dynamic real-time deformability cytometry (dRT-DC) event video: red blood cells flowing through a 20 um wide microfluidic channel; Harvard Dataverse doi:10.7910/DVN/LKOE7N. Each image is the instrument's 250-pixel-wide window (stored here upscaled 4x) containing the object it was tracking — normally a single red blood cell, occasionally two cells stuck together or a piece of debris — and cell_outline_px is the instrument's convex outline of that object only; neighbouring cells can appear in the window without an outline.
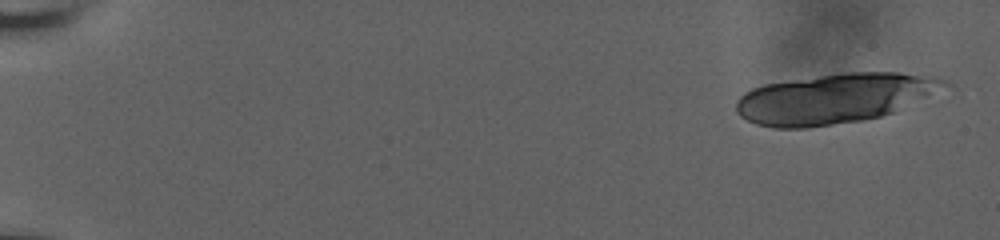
{"species": "human", "species_latin": "Homo sapiens", "temperature_condition": "room temperature", "stored_images_in_passage": 17, "camera_frame_rate_fps": 3000, "um_per_image_px": 0.085, "donor": {"sex": "male"}, "frame": {"image": 1, "passage_image": 1, "time_ms": 0.0, "image_size_px": [1000, 240], "cell_outline_px": [[952, 84], [896, 112], [864, 120], [808, 128], [772, 128], [756, 124], [740, 116], [736, 112], [736, 100], [744, 92], [752, 88], [764, 84], [848, 72], [896, 72], [936, 76]], "centroid_in_image_um": [70.93, 8.37], "position_along_channel_um": 14.1, "area_um2": 60.52}}